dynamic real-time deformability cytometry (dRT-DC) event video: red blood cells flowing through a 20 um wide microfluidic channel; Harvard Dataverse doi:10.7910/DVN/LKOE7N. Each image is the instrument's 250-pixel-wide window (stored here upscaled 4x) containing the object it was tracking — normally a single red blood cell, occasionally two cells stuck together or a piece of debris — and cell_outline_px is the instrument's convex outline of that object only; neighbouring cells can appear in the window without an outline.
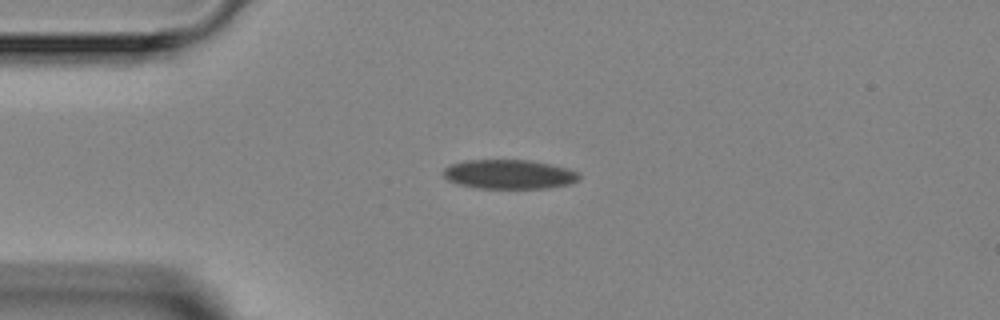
{"species": "Egyptian fruit bat (a non-hibernating species)", "species_latin": "Rousettus aegyptiacus", "temperature_condition": "room temperature", "stored_images_in_passage": 4, "camera_frame_rate_fps": 3000, "um_per_image_px": 0.085, "animal": {"sex": "female"}, "frame": {"image": 1, "passage_image": 1, "time_ms": 0.0, "image_size_px": [1000, 320], "cell_outline_px": [[580, 180], [572, 184], [548, 188], [476, 188], [456, 184], [448, 180], [444, 176], [444, 168], [452, 164], [464, 160], [532, 160], [552, 164], [568, 168], [580, 172]], "centroid_in_image_um": [43.33, 14.81], "position_along_channel_um": 41.7, "area_um2": 23.52}}
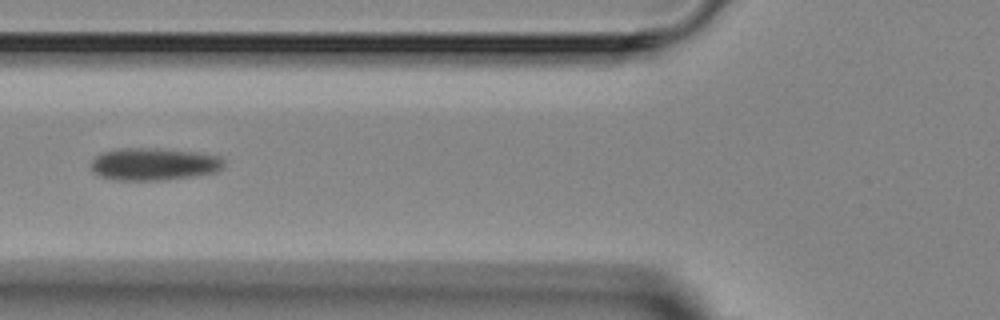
{"frame": {"image": 2, "passage_image": 3, "time_ms": 2.333, "image_size_px": [1000, 320], "cell_outline_px": [[224, 164], [216, 172], [188, 176], [156, 180], [116, 180], [100, 176], [92, 168], [92, 160], [100, 152], [120, 148], [156, 148], [196, 152], [220, 156], [224, 160]], "centroid_in_image_um": [13.06, 13.93], "position_along_channel_um": 112.7, "area_um2": 24.8}}
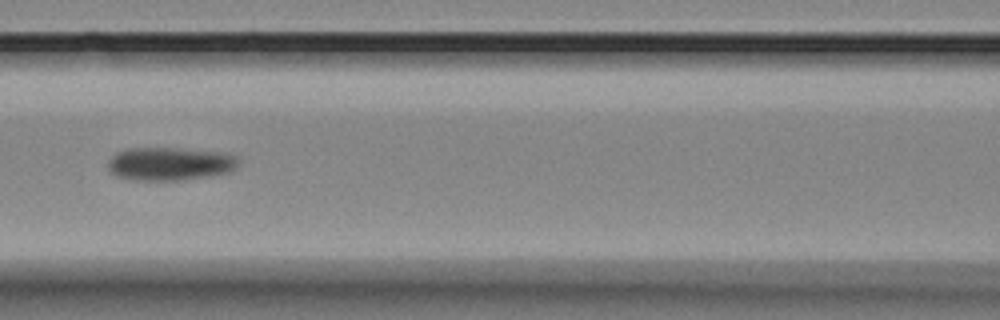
{"frame": {"image": 3, "passage_image": 4, "time_ms": 3.333, "image_size_px": [1000, 320], "cell_outline_px": [[236, 168], [232, 172], [208, 176], [180, 180], [136, 180], [116, 176], [108, 172], [108, 160], [116, 152], [128, 148], [172, 148], [224, 152], [236, 156]], "centroid_in_image_um": [14.4, 13.92], "position_along_channel_um": 152.2, "area_um2": 25.32}}